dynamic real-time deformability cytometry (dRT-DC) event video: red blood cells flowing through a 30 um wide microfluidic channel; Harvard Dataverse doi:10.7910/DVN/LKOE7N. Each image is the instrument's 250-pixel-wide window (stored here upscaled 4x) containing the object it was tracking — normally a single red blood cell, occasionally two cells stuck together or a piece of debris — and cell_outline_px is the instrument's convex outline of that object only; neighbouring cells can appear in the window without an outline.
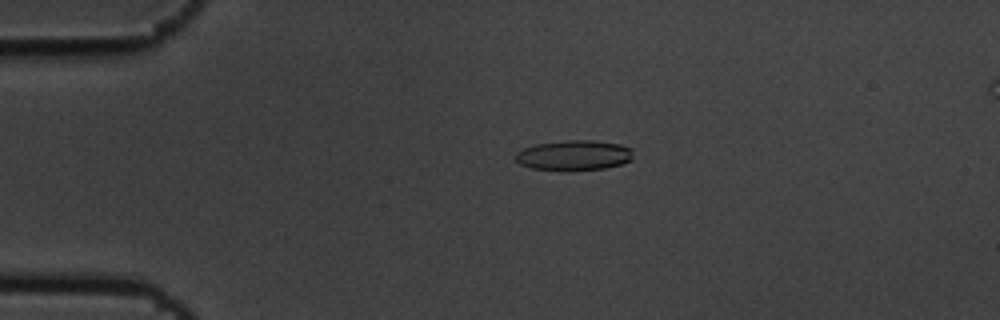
{"species": "common noctule bat (a hibernating species)", "species_latin": "Nyctalus noctula", "temperature_condition": "cold", "stored_images_in_passage": 3, "camera_frame_rate_fps": 3000, "um_per_image_px": 0.085, "animal": {"sex": "male", "body_mass_g": 19.5, "forearm_length_mm": 54.6}, "frame": {"image": 1, "passage_image": 2, "time_ms": 0.333, "image_size_px": [1000, 320], "cell_outline_px": [[632, 160], [620, 164], [604, 168], [532, 168], [520, 164], [512, 156], [516, 152], [524, 148], [536, 144], [568, 140], [592, 140], [620, 144], [632, 148]], "centroid_in_image_um": [48.79, 13.15], "position_along_channel_um": 36.2, "area_um2": 20.0}}